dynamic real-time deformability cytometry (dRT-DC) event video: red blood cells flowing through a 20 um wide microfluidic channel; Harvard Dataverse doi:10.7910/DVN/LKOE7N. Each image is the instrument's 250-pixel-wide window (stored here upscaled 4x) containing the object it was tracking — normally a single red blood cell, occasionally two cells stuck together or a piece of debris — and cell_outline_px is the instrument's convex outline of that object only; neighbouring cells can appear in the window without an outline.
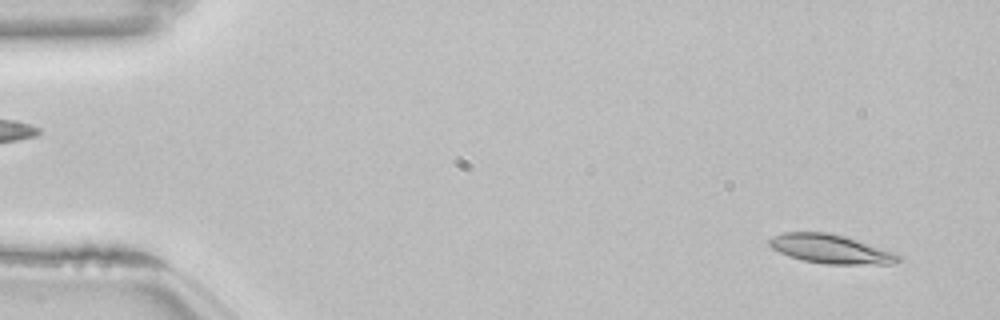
{"species": "common noctule bat (a hibernating species)", "species_latin": "Nyctalus noctula", "temperature_condition": "room temperature", "stored_images_in_passage": 51, "camera_frame_rate_fps": 3000, "um_per_image_px": 0.085, "animal": {"sex": "female", "body_mass_g": 22.7, "forearm_length_mm": 54.2}, "frame": {"image": 1, "passage_image": 1, "time_ms": 0.0, "image_size_px": [1000, 320], "cell_outline_px": [[900, 260], [896, 264], [824, 264], [804, 260], [788, 256], [772, 248], [768, 244], [768, 240], [784, 232], [824, 232], [844, 236], [896, 252], [900, 256]], "centroid_in_image_um": [70.64, 21.17], "position_along_channel_um": 14.4, "area_um2": 21.68}}
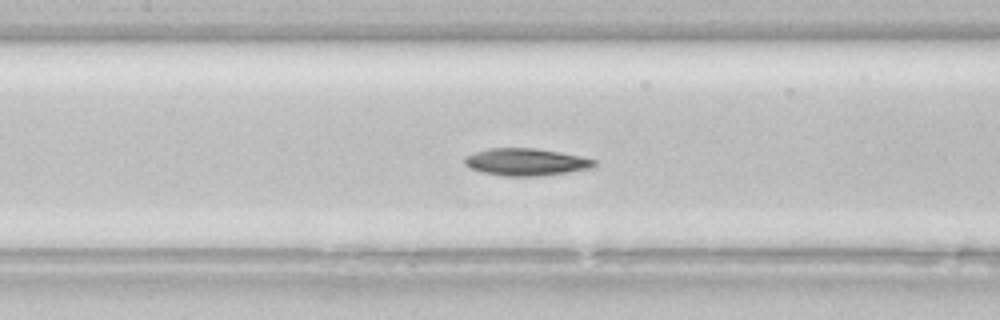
{"frame": {"image": 2, "passage_image": 22, "time_ms": 7.0, "image_size_px": [1000, 320], "cell_outline_px": [[596, 164], [592, 168], [544, 176], [504, 176], [480, 172], [468, 168], [464, 164], [464, 156], [488, 148], [536, 148], [560, 152], [580, 156], [596, 160]], "centroid_in_image_um": [44.68, 13.77], "position_along_channel_um": 162.7, "area_um2": 20.81}}
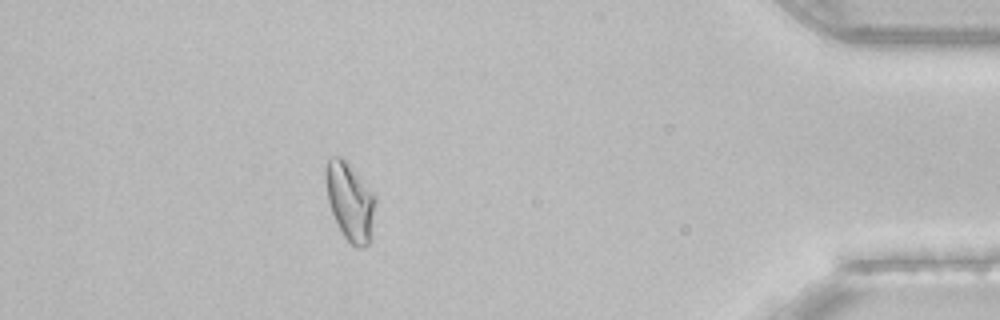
{"frame": {"image": 3, "passage_image": 45, "time_ms": 14.667, "image_size_px": [1000, 320], "cell_outline_px": [[376, 200], [372, 240], [368, 244], [360, 248], [356, 248], [344, 236], [332, 212], [328, 200], [324, 176], [324, 168], [328, 160], [332, 156], [340, 156], [348, 164], [376, 196]], "centroid_in_image_um": [29.76, 17.15], "position_along_channel_um": 405.4, "area_um2": 22.54}, "authors_computed_cell_mechanics": {"area_um2": 20.808, "velocity_mm_per_s": 3.8227, "shape_relaxation_time_tau1_ms": 3.0836, "shape_relaxation_time_tau2_ms": 3.8988, "deformation_change_tau1": 0.1167, "deformation_change_tau2": 0.0828}}